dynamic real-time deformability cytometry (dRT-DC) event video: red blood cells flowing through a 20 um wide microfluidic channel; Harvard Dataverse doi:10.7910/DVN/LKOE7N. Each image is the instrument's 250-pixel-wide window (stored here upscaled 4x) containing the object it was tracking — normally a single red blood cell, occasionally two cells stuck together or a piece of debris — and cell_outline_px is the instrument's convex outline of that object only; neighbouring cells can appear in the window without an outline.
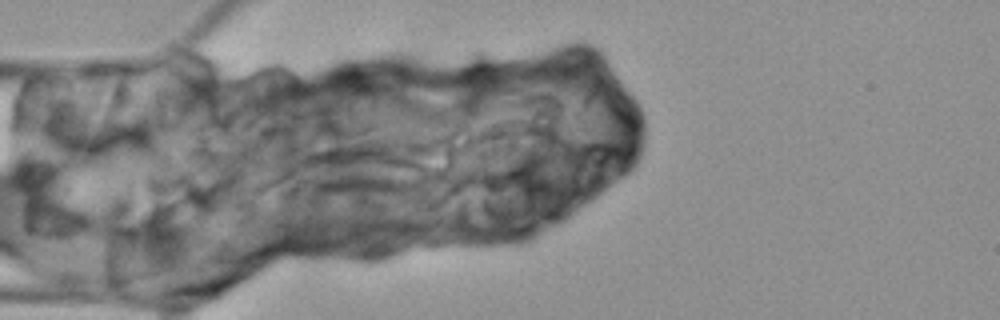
{"species": "Egyptian fruit bat (a non-hibernating species)", "species_latin": "Rousettus aegyptiacus", "temperature_condition": "cold", "stored_images_in_passage": 5, "camera_frame_rate_fps": 3000, "um_per_image_px": 0.085, "animal": {"sex": "female"}, "frame": {"image": 1, "passage_image": 5, "time_ms": 4.667, "image_size_px": [1000, 320], "cell_outline_px": [[428, 180], [416, 192], [404, 196], [384, 196], [340, 192], [312, 188], [296, 180], [284, 168], [296, 156], [304, 152], [320, 148], [344, 144], [356, 144], [392, 152], [416, 160], [424, 164], [428, 168]], "centroid_in_image_um": [30.49, 14.52], "position_along_channel_um": 54.5, "area_um2": 39.94}}